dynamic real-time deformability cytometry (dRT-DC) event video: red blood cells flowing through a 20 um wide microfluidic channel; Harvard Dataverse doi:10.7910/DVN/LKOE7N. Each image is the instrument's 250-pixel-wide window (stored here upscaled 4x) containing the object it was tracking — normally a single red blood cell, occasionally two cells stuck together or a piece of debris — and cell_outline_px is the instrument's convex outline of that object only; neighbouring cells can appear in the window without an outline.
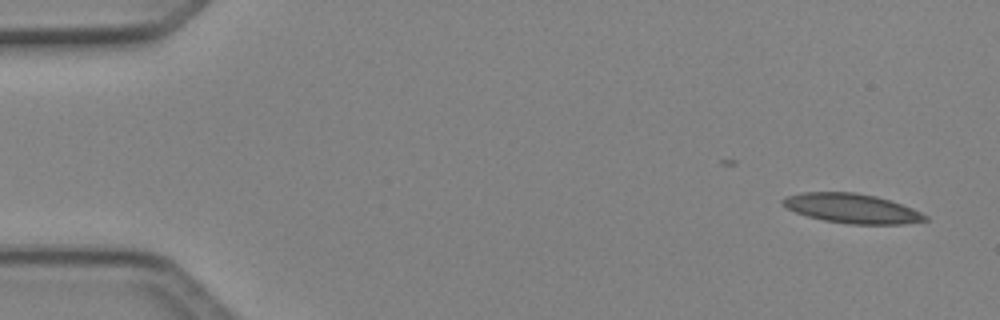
{"species": "Egyptian fruit bat (a non-hibernating species)", "species_latin": "Rousettus aegyptiacus", "temperature_condition": "cold", "stored_images_in_passage": 2, "camera_frame_rate_fps": 3000, "um_per_image_px": 0.085, "animal": {"sex": "female"}, "frame": {"image": 1, "passage_image": 2, "time_ms": 0.333, "image_size_px": [1000, 320], "cell_outline_px": [[928, 220], [904, 224], [848, 224], [824, 220], [808, 216], [796, 212], [780, 204], [780, 200], [788, 196], [800, 192], [852, 192], [876, 196], [912, 208], [928, 216]], "centroid_in_image_um": [72.39, 17.71], "position_along_channel_um": 12.6, "area_um2": 24.33}}